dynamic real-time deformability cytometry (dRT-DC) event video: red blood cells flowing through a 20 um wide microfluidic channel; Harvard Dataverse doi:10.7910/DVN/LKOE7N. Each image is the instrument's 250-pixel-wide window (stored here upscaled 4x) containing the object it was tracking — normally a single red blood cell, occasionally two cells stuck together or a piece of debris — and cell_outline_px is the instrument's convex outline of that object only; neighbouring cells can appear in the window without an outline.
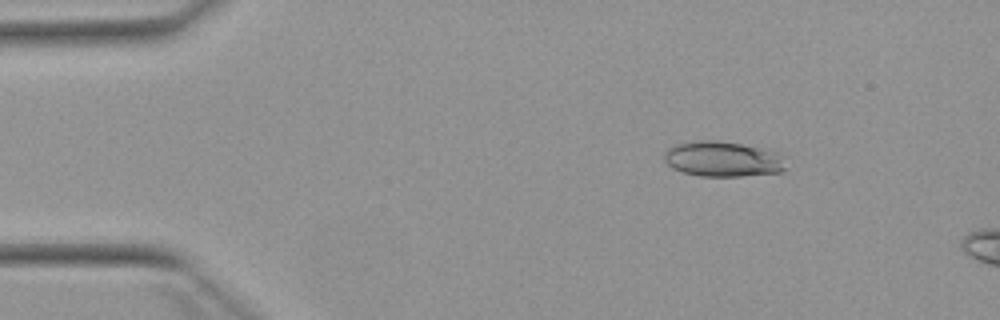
{"species": "Egyptian fruit bat (a non-hibernating species)", "species_latin": "Rousettus aegyptiacus", "temperature_condition": "warm", "stored_images_in_passage": 49, "camera_frame_rate_fps": 3000, "um_per_image_px": 0.085, "animal": {"sex": "female"}, "frame": {"image": 1, "passage_image": 5, "time_ms": 1.333, "image_size_px": [1000, 320], "cell_outline_px": [[784, 172], [740, 176], [700, 176], [684, 172], [672, 168], [664, 160], [664, 152], [668, 148], [676, 144], [696, 140], [716, 140], [740, 144], [780, 152], [784, 168]], "centroid_in_image_um": [61.41, 13.52], "position_along_channel_um": 23.6, "area_um2": 24.97}}
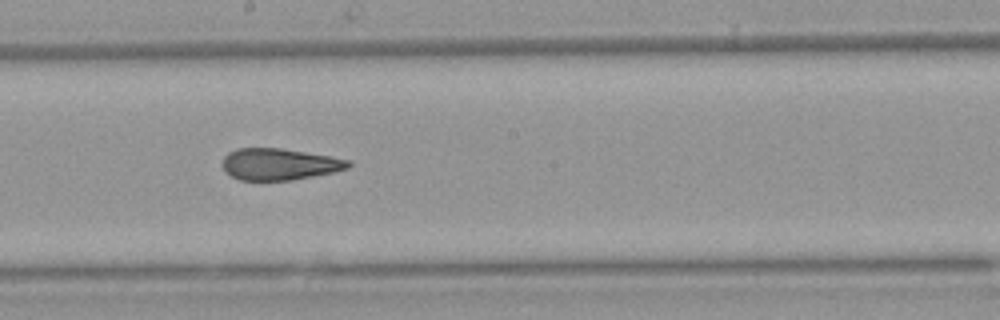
{"frame": {"image": 2, "passage_image": 26, "time_ms": 8.333, "image_size_px": [1000, 320], "cell_outline_px": [[352, 164], [348, 168], [332, 172], [292, 180], [240, 180], [224, 172], [224, 156], [228, 152], [236, 148], [280, 148], [328, 156], [348, 160]], "centroid_in_image_um": [23.71, 13.95], "position_along_channel_um": 224.5, "area_um2": 22.89}}
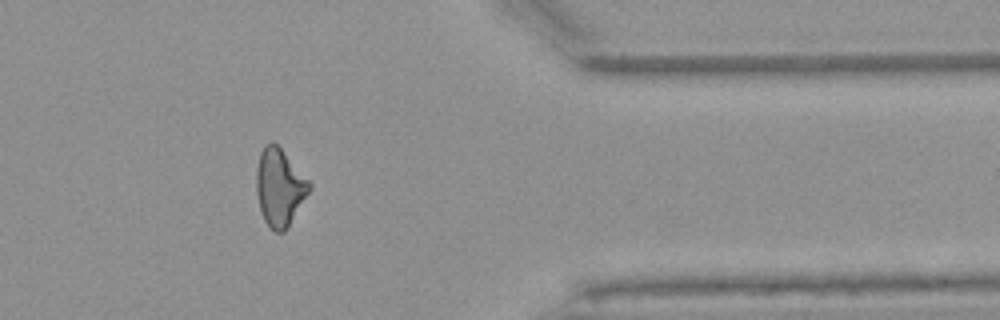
{"frame": {"image": 3, "passage_image": 40, "time_ms": 13.0, "image_size_px": [1000, 320], "cell_outline_px": [[312, 188], [288, 228], [284, 232], [276, 232], [264, 220], [260, 208], [256, 192], [256, 168], [260, 152], [264, 144], [272, 140], [280, 148], [312, 184]], "centroid_in_image_um": [23.76, 15.92], "position_along_channel_um": 387.6, "area_um2": 23.87}, "authors_computed_cell_mechanics": {"area_um2": 24.0448, "velocity_mm_per_s": 3.9168, "shape_relaxation_time_tau1_ms": null, "shape_relaxation_time_tau2_ms": 1.6291, "deformation_change_tau1": null, "deformation_change_tau2": 0.0968}}